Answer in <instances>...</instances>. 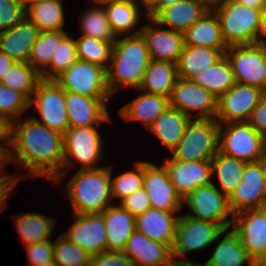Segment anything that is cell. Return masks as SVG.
I'll return each mask as SVG.
<instances>
[{
    "label": "cell",
    "instance_id": "cell-8",
    "mask_svg": "<svg viewBox=\"0 0 266 266\" xmlns=\"http://www.w3.org/2000/svg\"><path fill=\"white\" fill-rule=\"evenodd\" d=\"M55 81L67 92L94 99L111 97L107 86L106 69L97 64L76 60Z\"/></svg>",
    "mask_w": 266,
    "mask_h": 266
},
{
    "label": "cell",
    "instance_id": "cell-46",
    "mask_svg": "<svg viewBox=\"0 0 266 266\" xmlns=\"http://www.w3.org/2000/svg\"><path fill=\"white\" fill-rule=\"evenodd\" d=\"M27 17V8L22 0H0V31L22 23Z\"/></svg>",
    "mask_w": 266,
    "mask_h": 266
},
{
    "label": "cell",
    "instance_id": "cell-17",
    "mask_svg": "<svg viewBox=\"0 0 266 266\" xmlns=\"http://www.w3.org/2000/svg\"><path fill=\"white\" fill-rule=\"evenodd\" d=\"M143 188L147 192L152 208L166 211H178L183 199L170 181L164 165L157 167L151 162H143Z\"/></svg>",
    "mask_w": 266,
    "mask_h": 266
},
{
    "label": "cell",
    "instance_id": "cell-55",
    "mask_svg": "<svg viewBox=\"0 0 266 266\" xmlns=\"http://www.w3.org/2000/svg\"><path fill=\"white\" fill-rule=\"evenodd\" d=\"M15 63L16 61L0 51V80L6 75L8 70H10Z\"/></svg>",
    "mask_w": 266,
    "mask_h": 266
},
{
    "label": "cell",
    "instance_id": "cell-61",
    "mask_svg": "<svg viewBox=\"0 0 266 266\" xmlns=\"http://www.w3.org/2000/svg\"><path fill=\"white\" fill-rule=\"evenodd\" d=\"M42 266H58L54 261L48 263V264H44Z\"/></svg>",
    "mask_w": 266,
    "mask_h": 266
},
{
    "label": "cell",
    "instance_id": "cell-53",
    "mask_svg": "<svg viewBox=\"0 0 266 266\" xmlns=\"http://www.w3.org/2000/svg\"><path fill=\"white\" fill-rule=\"evenodd\" d=\"M265 38H266V6L260 12V27L256 37V44L266 46V40H264Z\"/></svg>",
    "mask_w": 266,
    "mask_h": 266
},
{
    "label": "cell",
    "instance_id": "cell-13",
    "mask_svg": "<svg viewBox=\"0 0 266 266\" xmlns=\"http://www.w3.org/2000/svg\"><path fill=\"white\" fill-rule=\"evenodd\" d=\"M168 100L169 107L190 118L191 112L197 111L196 118L216 119L218 98L190 79L177 78Z\"/></svg>",
    "mask_w": 266,
    "mask_h": 266
},
{
    "label": "cell",
    "instance_id": "cell-16",
    "mask_svg": "<svg viewBox=\"0 0 266 266\" xmlns=\"http://www.w3.org/2000/svg\"><path fill=\"white\" fill-rule=\"evenodd\" d=\"M228 201L233 215L246 209L262 208L266 205L263 158L260 161L246 163L241 183L228 197Z\"/></svg>",
    "mask_w": 266,
    "mask_h": 266
},
{
    "label": "cell",
    "instance_id": "cell-3",
    "mask_svg": "<svg viewBox=\"0 0 266 266\" xmlns=\"http://www.w3.org/2000/svg\"><path fill=\"white\" fill-rule=\"evenodd\" d=\"M110 166L80 169L67 183L74 214L102 213L112 200Z\"/></svg>",
    "mask_w": 266,
    "mask_h": 266
},
{
    "label": "cell",
    "instance_id": "cell-28",
    "mask_svg": "<svg viewBox=\"0 0 266 266\" xmlns=\"http://www.w3.org/2000/svg\"><path fill=\"white\" fill-rule=\"evenodd\" d=\"M168 106V97L144 92L123 106L119 114L128 121H142L148 129Z\"/></svg>",
    "mask_w": 266,
    "mask_h": 266
},
{
    "label": "cell",
    "instance_id": "cell-29",
    "mask_svg": "<svg viewBox=\"0 0 266 266\" xmlns=\"http://www.w3.org/2000/svg\"><path fill=\"white\" fill-rule=\"evenodd\" d=\"M101 4L106 5L103 8L117 38L119 35L124 36V34L132 32L134 28L136 29L140 15L146 17V13L140 12L141 10L138 8V6L145 8V5L143 3L137 4L135 0H109Z\"/></svg>",
    "mask_w": 266,
    "mask_h": 266
},
{
    "label": "cell",
    "instance_id": "cell-30",
    "mask_svg": "<svg viewBox=\"0 0 266 266\" xmlns=\"http://www.w3.org/2000/svg\"><path fill=\"white\" fill-rule=\"evenodd\" d=\"M190 119L185 113L168 106L148 130L171 151L181 140Z\"/></svg>",
    "mask_w": 266,
    "mask_h": 266
},
{
    "label": "cell",
    "instance_id": "cell-21",
    "mask_svg": "<svg viewBox=\"0 0 266 266\" xmlns=\"http://www.w3.org/2000/svg\"><path fill=\"white\" fill-rule=\"evenodd\" d=\"M107 100L109 99H94L65 91L69 127H90L110 121L105 104Z\"/></svg>",
    "mask_w": 266,
    "mask_h": 266
},
{
    "label": "cell",
    "instance_id": "cell-38",
    "mask_svg": "<svg viewBox=\"0 0 266 266\" xmlns=\"http://www.w3.org/2000/svg\"><path fill=\"white\" fill-rule=\"evenodd\" d=\"M67 34L65 30L40 32L31 48L28 63L41 74L50 65L57 44Z\"/></svg>",
    "mask_w": 266,
    "mask_h": 266
},
{
    "label": "cell",
    "instance_id": "cell-50",
    "mask_svg": "<svg viewBox=\"0 0 266 266\" xmlns=\"http://www.w3.org/2000/svg\"><path fill=\"white\" fill-rule=\"evenodd\" d=\"M247 122L266 139V94L254 107Z\"/></svg>",
    "mask_w": 266,
    "mask_h": 266
},
{
    "label": "cell",
    "instance_id": "cell-4",
    "mask_svg": "<svg viewBox=\"0 0 266 266\" xmlns=\"http://www.w3.org/2000/svg\"><path fill=\"white\" fill-rule=\"evenodd\" d=\"M217 15L226 45L256 44L261 10L234 0H220L212 9Z\"/></svg>",
    "mask_w": 266,
    "mask_h": 266
},
{
    "label": "cell",
    "instance_id": "cell-2",
    "mask_svg": "<svg viewBox=\"0 0 266 266\" xmlns=\"http://www.w3.org/2000/svg\"><path fill=\"white\" fill-rule=\"evenodd\" d=\"M140 31L138 29L113 43L110 66L106 70L110 95L120 86H130L138 90L142 82L151 58Z\"/></svg>",
    "mask_w": 266,
    "mask_h": 266
},
{
    "label": "cell",
    "instance_id": "cell-41",
    "mask_svg": "<svg viewBox=\"0 0 266 266\" xmlns=\"http://www.w3.org/2000/svg\"><path fill=\"white\" fill-rule=\"evenodd\" d=\"M91 5L81 19V35L91 36L99 40L114 42L117 37L111 29L106 12L102 7Z\"/></svg>",
    "mask_w": 266,
    "mask_h": 266
},
{
    "label": "cell",
    "instance_id": "cell-58",
    "mask_svg": "<svg viewBox=\"0 0 266 266\" xmlns=\"http://www.w3.org/2000/svg\"><path fill=\"white\" fill-rule=\"evenodd\" d=\"M195 1L203 3L209 9H213L220 0H195Z\"/></svg>",
    "mask_w": 266,
    "mask_h": 266
},
{
    "label": "cell",
    "instance_id": "cell-51",
    "mask_svg": "<svg viewBox=\"0 0 266 266\" xmlns=\"http://www.w3.org/2000/svg\"><path fill=\"white\" fill-rule=\"evenodd\" d=\"M12 177V178H11ZM19 182V178L9 175H1L0 176V211L1 208L5 205L7 199L9 198L12 190L16 186V184Z\"/></svg>",
    "mask_w": 266,
    "mask_h": 266
},
{
    "label": "cell",
    "instance_id": "cell-31",
    "mask_svg": "<svg viewBox=\"0 0 266 266\" xmlns=\"http://www.w3.org/2000/svg\"><path fill=\"white\" fill-rule=\"evenodd\" d=\"M218 242L206 266H255V261L244 248L238 234L232 229Z\"/></svg>",
    "mask_w": 266,
    "mask_h": 266
},
{
    "label": "cell",
    "instance_id": "cell-1",
    "mask_svg": "<svg viewBox=\"0 0 266 266\" xmlns=\"http://www.w3.org/2000/svg\"><path fill=\"white\" fill-rule=\"evenodd\" d=\"M26 119L21 123L19 120L10 123L8 146L11 148L7 149L6 162L12 160L25 167L31 176L60 182L63 175V135L32 117Z\"/></svg>",
    "mask_w": 266,
    "mask_h": 266
},
{
    "label": "cell",
    "instance_id": "cell-43",
    "mask_svg": "<svg viewBox=\"0 0 266 266\" xmlns=\"http://www.w3.org/2000/svg\"><path fill=\"white\" fill-rule=\"evenodd\" d=\"M91 256L63 234L54 242L53 261L58 266H90Z\"/></svg>",
    "mask_w": 266,
    "mask_h": 266
},
{
    "label": "cell",
    "instance_id": "cell-18",
    "mask_svg": "<svg viewBox=\"0 0 266 266\" xmlns=\"http://www.w3.org/2000/svg\"><path fill=\"white\" fill-rule=\"evenodd\" d=\"M75 221L62 233L90 255L106 251V225L103 213L73 214Z\"/></svg>",
    "mask_w": 266,
    "mask_h": 266
},
{
    "label": "cell",
    "instance_id": "cell-56",
    "mask_svg": "<svg viewBox=\"0 0 266 266\" xmlns=\"http://www.w3.org/2000/svg\"><path fill=\"white\" fill-rule=\"evenodd\" d=\"M234 1L258 10H262L266 6V0H234Z\"/></svg>",
    "mask_w": 266,
    "mask_h": 266
},
{
    "label": "cell",
    "instance_id": "cell-23",
    "mask_svg": "<svg viewBox=\"0 0 266 266\" xmlns=\"http://www.w3.org/2000/svg\"><path fill=\"white\" fill-rule=\"evenodd\" d=\"M39 33L37 25L26 18L18 25L0 31V51L16 62H28Z\"/></svg>",
    "mask_w": 266,
    "mask_h": 266
},
{
    "label": "cell",
    "instance_id": "cell-6",
    "mask_svg": "<svg viewBox=\"0 0 266 266\" xmlns=\"http://www.w3.org/2000/svg\"><path fill=\"white\" fill-rule=\"evenodd\" d=\"M225 124L226 129L219 124V152L247 163L260 161L265 156L266 139L248 122Z\"/></svg>",
    "mask_w": 266,
    "mask_h": 266
},
{
    "label": "cell",
    "instance_id": "cell-25",
    "mask_svg": "<svg viewBox=\"0 0 266 266\" xmlns=\"http://www.w3.org/2000/svg\"><path fill=\"white\" fill-rule=\"evenodd\" d=\"M106 225V251H123L136 230L135 216L120 205H110L103 212Z\"/></svg>",
    "mask_w": 266,
    "mask_h": 266
},
{
    "label": "cell",
    "instance_id": "cell-24",
    "mask_svg": "<svg viewBox=\"0 0 266 266\" xmlns=\"http://www.w3.org/2000/svg\"><path fill=\"white\" fill-rule=\"evenodd\" d=\"M135 266H164L171 258V248L167 244L149 239L134 231L122 251Z\"/></svg>",
    "mask_w": 266,
    "mask_h": 266
},
{
    "label": "cell",
    "instance_id": "cell-39",
    "mask_svg": "<svg viewBox=\"0 0 266 266\" xmlns=\"http://www.w3.org/2000/svg\"><path fill=\"white\" fill-rule=\"evenodd\" d=\"M41 75L28 62H16L0 83L23 93L29 100L41 80Z\"/></svg>",
    "mask_w": 266,
    "mask_h": 266
},
{
    "label": "cell",
    "instance_id": "cell-42",
    "mask_svg": "<svg viewBox=\"0 0 266 266\" xmlns=\"http://www.w3.org/2000/svg\"><path fill=\"white\" fill-rule=\"evenodd\" d=\"M76 60L77 48L76 41L68 34L57 44L48 70H44L40 75L45 80H55L59 75L66 71Z\"/></svg>",
    "mask_w": 266,
    "mask_h": 266
},
{
    "label": "cell",
    "instance_id": "cell-49",
    "mask_svg": "<svg viewBox=\"0 0 266 266\" xmlns=\"http://www.w3.org/2000/svg\"><path fill=\"white\" fill-rule=\"evenodd\" d=\"M90 266H135L122 251H104L91 256Z\"/></svg>",
    "mask_w": 266,
    "mask_h": 266
},
{
    "label": "cell",
    "instance_id": "cell-14",
    "mask_svg": "<svg viewBox=\"0 0 266 266\" xmlns=\"http://www.w3.org/2000/svg\"><path fill=\"white\" fill-rule=\"evenodd\" d=\"M232 226L255 263L265 262L266 205L262 208L246 209L235 213Z\"/></svg>",
    "mask_w": 266,
    "mask_h": 266
},
{
    "label": "cell",
    "instance_id": "cell-9",
    "mask_svg": "<svg viewBox=\"0 0 266 266\" xmlns=\"http://www.w3.org/2000/svg\"><path fill=\"white\" fill-rule=\"evenodd\" d=\"M102 144L104 143L95 126L69 127L63 135L62 173L66 174L63 169L68 170V167H74L72 166L74 161L70 160L71 157L82 164L80 168L82 170L101 168L95 167V164L102 158Z\"/></svg>",
    "mask_w": 266,
    "mask_h": 266
},
{
    "label": "cell",
    "instance_id": "cell-27",
    "mask_svg": "<svg viewBox=\"0 0 266 266\" xmlns=\"http://www.w3.org/2000/svg\"><path fill=\"white\" fill-rule=\"evenodd\" d=\"M183 34L184 45L219 49L223 54L228 48L222 36L219 19L212 9Z\"/></svg>",
    "mask_w": 266,
    "mask_h": 266
},
{
    "label": "cell",
    "instance_id": "cell-12",
    "mask_svg": "<svg viewBox=\"0 0 266 266\" xmlns=\"http://www.w3.org/2000/svg\"><path fill=\"white\" fill-rule=\"evenodd\" d=\"M183 201L186 202L191 214L186 216L221 224L225 229H230L233 222L228 197L220 192L214 182L199 186L192 193L188 194ZM231 214L232 220L227 219Z\"/></svg>",
    "mask_w": 266,
    "mask_h": 266
},
{
    "label": "cell",
    "instance_id": "cell-54",
    "mask_svg": "<svg viewBox=\"0 0 266 266\" xmlns=\"http://www.w3.org/2000/svg\"><path fill=\"white\" fill-rule=\"evenodd\" d=\"M9 131L10 123L0 116V141L4 140L7 145H9ZM0 147L7 152L8 147L6 145L0 144Z\"/></svg>",
    "mask_w": 266,
    "mask_h": 266
},
{
    "label": "cell",
    "instance_id": "cell-7",
    "mask_svg": "<svg viewBox=\"0 0 266 266\" xmlns=\"http://www.w3.org/2000/svg\"><path fill=\"white\" fill-rule=\"evenodd\" d=\"M237 83L259 88L266 93V46H229L224 53Z\"/></svg>",
    "mask_w": 266,
    "mask_h": 266
},
{
    "label": "cell",
    "instance_id": "cell-36",
    "mask_svg": "<svg viewBox=\"0 0 266 266\" xmlns=\"http://www.w3.org/2000/svg\"><path fill=\"white\" fill-rule=\"evenodd\" d=\"M15 225L25 246L46 241L51 236L56 221L41 213H22L15 217Z\"/></svg>",
    "mask_w": 266,
    "mask_h": 266
},
{
    "label": "cell",
    "instance_id": "cell-44",
    "mask_svg": "<svg viewBox=\"0 0 266 266\" xmlns=\"http://www.w3.org/2000/svg\"><path fill=\"white\" fill-rule=\"evenodd\" d=\"M135 170L124 172L112 179V167L110 166L111 174V195L112 199L118 197L120 201L131 193L143 188V161L135 163Z\"/></svg>",
    "mask_w": 266,
    "mask_h": 266
},
{
    "label": "cell",
    "instance_id": "cell-33",
    "mask_svg": "<svg viewBox=\"0 0 266 266\" xmlns=\"http://www.w3.org/2000/svg\"><path fill=\"white\" fill-rule=\"evenodd\" d=\"M223 55L219 49L184 45L176 63L177 76L190 79L196 73L211 67Z\"/></svg>",
    "mask_w": 266,
    "mask_h": 266
},
{
    "label": "cell",
    "instance_id": "cell-52",
    "mask_svg": "<svg viewBox=\"0 0 266 266\" xmlns=\"http://www.w3.org/2000/svg\"><path fill=\"white\" fill-rule=\"evenodd\" d=\"M181 0H150L146 5V17L154 18L163 8Z\"/></svg>",
    "mask_w": 266,
    "mask_h": 266
},
{
    "label": "cell",
    "instance_id": "cell-26",
    "mask_svg": "<svg viewBox=\"0 0 266 266\" xmlns=\"http://www.w3.org/2000/svg\"><path fill=\"white\" fill-rule=\"evenodd\" d=\"M209 10L195 0H181L163 8L153 19L160 26H170L171 30L184 33Z\"/></svg>",
    "mask_w": 266,
    "mask_h": 266
},
{
    "label": "cell",
    "instance_id": "cell-10",
    "mask_svg": "<svg viewBox=\"0 0 266 266\" xmlns=\"http://www.w3.org/2000/svg\"><path fill=\"white\" fill-rule=\"evenodd\" d=\"M32 95L35 97H31L29 104L30 106L35 104L34 110L39 112L42 121L32 118L64 135L69 128L65 91L55 80L41 79Z\"/></svg>",
    "mask_w": 266,
    "mask_h": 266
},
{
    "label": "cell",
    "instance_id": "cell-57",
    "mask_svg": "<svg viewBox=\"0 0 266 266\" xmlns=\"http://www.w3.org/2000/svg\"><path fill=\"white\" fill-rule=\"evenodd\" d=\"M164 266H201V263L196 264L188 259L176 260L172 257Z\"/></svg>",
    "mask_w": 266,
    "mask_h": 266
},
{
    "label": "cell",
    "instance_id": "cell-5",
    "mask_svg": "<svg viewBox=\"0 0 266 266\" xmlns=\"http://www.w3.org/2000/svg\"><path fill=\"white\" fill-rule=\"evenodd\" d=\"M218 131L216 119L191 118L181 140L171 150L172 159L183 162L211 160L218 151Z\"/></svg>",
    "mask_w": 266,
    "mask_h": 266
},
{
    "label": "cell",
    "instance_id": "cell-59",
    "mask_svg": "<svg viewBox=\"0 0 266 266\" xmlns=\"http://www.w3.org/2000/svg\"><path fill=\"white\" fill-rule=\"evenodd\" d=\"M47 1H62V0H22L23 5L28 8L32 4H37L41 2H47Z\"/></svg>",
    "mask_w": 266,
    "mask_h": 266
},
{
    "label": "cell",
    "instance_id": "cell-40",
    "mask_svg": "<svg viewBox=\"0 0 266 266\" xmlns=\"http://www.w3.org/2000/svg\"><path fill=\"white\" fill-rule=\"evenodd\" d=\"M76 41L78 60L97 64L106 70L110 64L114 42L99 40L91 36L81 35Z\"/></svg>",
    "mask_w": 266,
    "mask_h": 266
},
{
    "label": "cell",
    "instance_id": "cell-35",
    "mask_svg": "<svg viewBox=\"0 0 266 266\" xmlns=\"http://www.w3.org/2000/svg\"><path fill=\"white\" fill-rule=\"evenodd\" d=\"M246 163L219 151L211 158V173H216L222 194L229 197L241 183Z\"/></svg>",
    "mask_w": 266,
    "mask_h": 266
},
{
    "label": "cell",
    "instance_id": "cell-32",
    "mask_svg": "<svg viewBox=\"0 0 266 266\" xmlns=\"http://www.w3.org/2000/svg\"><path fill=\"white\" fill-rule=\"evenodd\" d=\"M178 78L176 64L152 60L147 66L138 91L163 95L169 98Z\"/></svg>",
    "mask_w": 266,
    "mask_h": 266
},
{
    "label": "cell",
    "instance_id": "cell-64",
    "mask_svg": "<svg viewBox=\"0 0 266 266\" xmlns=\"http://www.w3.org/2000/svg\"><path fill=\"white\" fill-rule=\"evenodd\" d=\"M150 0H141V3H143L144 5H146Z\"/></svg>",
    "mask_w": 266,
    "mask_h": 266
},
{
    "label": "cell",
    "instance_id": "cell-37",
    "mask_svg": "<svg viewBox=\"0 0 266 266\" xmlns=\"http://www.w3.org/2000/svg\"><path fill=\"white\" fill-rule=\"evenodd\" d=\"M62 1H47L32 4L27 8V17L37 25L40 32L64 30Z\"/></svg>",
    "mask_w": 266,
    "mask_h": 266
},
{
    "label": "cell",
    "instance_id": "cell-47",
    "mask_svg": "<svg viewBox=\"0 0 266 266\" xmlns=\"http://www.w3.org/2000/svg\"><path fill=\"white\" fill-rule=\"evenodd\" d=\"M27 249L29 266H42L53 261L54 243L48 239L25 246Z\"/></svg>",
    "mask_w": 266,
    "mask_h": 266
},
{
    "label": "cell",
    "instance_id": "cell-45",
    "mask_svg": "<svg viewBox=\"0 0 266 266\" xmlns=\"http://www.w3.org/2000/svg\"><path fill=\"white\" fill-rule=\"evenodd\" d=\"M29 107V99L23 93L0 83V116L7 122L19 120L22 112Z\"/></svg>",
    "mask_w": 266,
    "mask_h": 266
},
{
    "label": "cell",
    "instance_id": "cell-63",
    "mask_svg": "<svg viewBox=\"0 0 266 266\" xmlns=\"http://www.w3.org/2000/svg\"><path fill=\"white\" fill-rule=\"evenodd\" d=\"M255 266H266V261L265 262H257Z\"/></svg>",
    "mask_w": 266,
    "mask_h": 266
},
{
    "label": "cell",
    "instance_id": "cell-20",
    "mask_svg": "<svg viewBox=\"0 0 266 266\" xmlns=\"http://www.w3.org/2000/svg\"><path fill=\"white\" fill-rule=\"evenodd\" d=\"M177 193L184 199L199 186L212 182L211 160L183 162L168 158L163 164Z\"/></svg>",
    "mask_w": 266,
    "mask_h": 266
},
{
    "label": "cell",
    "instance_id": "cell-11",
    "mask_svg": "<svg viewBox=\"0 0 266 266\" xmlns=\"http://www.w3.org/2000/svg\"><path fill=\"white\" fill-rule=\"evenodd\" d=\"M229 229L219 223L198 220L186 214L178 219L172 257H182L188 252L206 249Z\"/></svg>",
    "mask_w": 266,
    "mask_h": 266
},
{
    "label": "cell",
    "instance_id": "cell-48",
    "mask_svg": "<svg viewBox=\"0 0 266 266\" xmlns=\"http://www.w3.org/2000/svg\"><path fill=\"white\" fill-rule=\"evenodd\" d=\"M119 205L135 217L141 215L151 207L147 192L144 188L137 190L122 199Z\"/></svg>",
    "mask_w": 266,
    "mask_h": 266
},
{
    "label": "cell",
    "instance_id": "cell-22",
    "mask_svg": "<svg viewBox=\"0 0 266 266\" xmlns=\"http://www.w3.org/2000/svg\"><path fill=\"white\" fill-rule=\"evenodd\" d=\"M177 211H166L150 207L135 217V229L151 240L167 244L172 248L178 219Z\"/></svg>",
    "mask_w": 266,
    "mask_h": 266
},
{
    "label": "cell",
    "instance_id": "cell-60",
    "mask_svg": "<svg viewBox=\"0 0 266 266\" xmlns=\"http://www.w3.org/2000/svg\"><path fill=\"white\" fill-rule=\"evenodd\" d=\"M263 170H264V174H265V182H266V154L263 157Z\"/></svg>",
    "mask_w": 266,
    "mask_h": 266
},
{
    "label": "cell",
    "instance_id": "cell-15",
    "mask_svg": "<svg viewBox=\"0 0 266 266\" xmlns=\"http://www.w3.org/2000/svg\"><path fill=\"white\" fill-rule=\"evenodd\" d=\"M266 93L256 87L235 82L217 100L216 120L219 124L247 122L251 112Z\"/></svg>",
    "mask_w": 266,
    "mask_h": 266
},
{
    "label": "cell",
    "instance_id": "cell-34",
    "mask_svg": "<svg viewBox=\"0 0 266 266\" xmlns=\"http://www.w3.org/2000/svg\"><path fill=\"white\" fill-rule=\"evenodd\" d=\"M190 80L219 98L234 84L233 71L225 54L211 67L193 75Z\"/></svg>",
    "mask_w": 266,
    "mask_h": 266
},
{
    "label": "cell",
    "instance_id": "cell-62",
    "mask_svg": "<svg viewBox=\"0 0 266 266\" xmlns=\"http://www.w3.org/2000/svg\"><path fill=\"white\" fill-rule=\"evenodd\" d=\"M90 1V0H89ZM92 1V0H91ZM96 4H101L103 2L109 1V0H93Z\"/></svg>",
    "mask_w": 266,
    "mask_h": 266
},
{
    "label": "cell",
    "instance_id": "cell-19",
    "mask_svg": "<svg viewBox=\"0 0 266 266\" xmlns=\"http://www.w3.org/2000/svg\"><path fill=\"white\" fill-rule=\"evenodd\" d=\"M147 20L150 24L142 26L140 34L145 39L150 58L176 64L184 47V34L159 27L153 18L147 17Z\"/></svg>",
    "mask_w": 266,
    "mask_h": 266
}]
</instances>
